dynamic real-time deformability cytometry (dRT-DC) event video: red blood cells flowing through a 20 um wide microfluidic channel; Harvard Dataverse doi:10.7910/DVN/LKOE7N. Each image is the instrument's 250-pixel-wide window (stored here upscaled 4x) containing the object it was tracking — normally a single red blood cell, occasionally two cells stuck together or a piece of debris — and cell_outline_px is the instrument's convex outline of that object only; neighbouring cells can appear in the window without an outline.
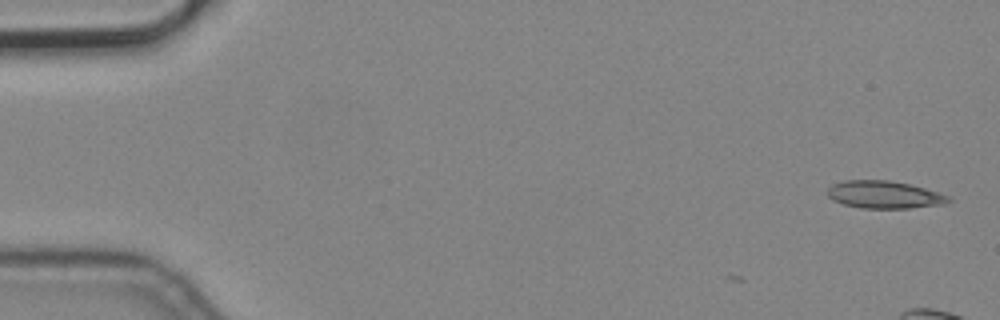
{"species": "common noctule bat (a hibernating species)", "species_latin": "Nyctalus noctula", "temperature_condition": "cold", "stored_images_in_passage": 7, "camera_frame_rate_fps": 3000, "um_per_image_px": 0.085, "animal": {"sex": "male", "body_mass_g": 19.2, "forearm_length_mm": 51.8}, "frame": {"image": 1, "passage_image": 1, "time_ms": 0.0, "image_size_px": [1000, 320], "cell_outline_px": [[952, 200], [944, 204], [908, 208], [860, 208], [844, 204], [832, 200], [828, 196], [828, 188], [832, 184], [844, 180], [888, 180], [908, 184], [924, 188], [948, 196]], "centroid_in_image_um": [75.12, 16.55], "position_along_channel_um": 9.9, "area_um2": 19.25}}
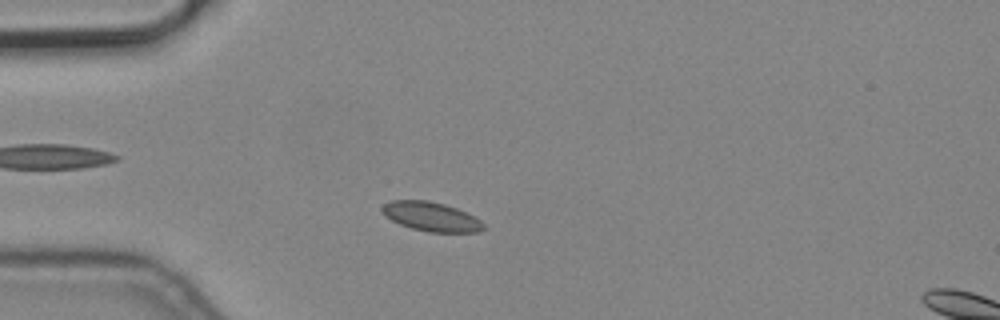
{"frame": {"image": 2, "passage_image": 5, "time_ms": 1.333, "image_size_px": [1000, 320], "cell_outline_px": [[488, 228], [480, 232], [428, 232], [412, 228], [400, 224], [392, 220], [380, 208], [384, 204], [392, 200], [428, 200], [444, 204], [456, 208], [480, 220]], "centroid_in_image_um": [36.69, 18.42], "position_along_channel_um": 48.3, "area_um2": 17.11}}
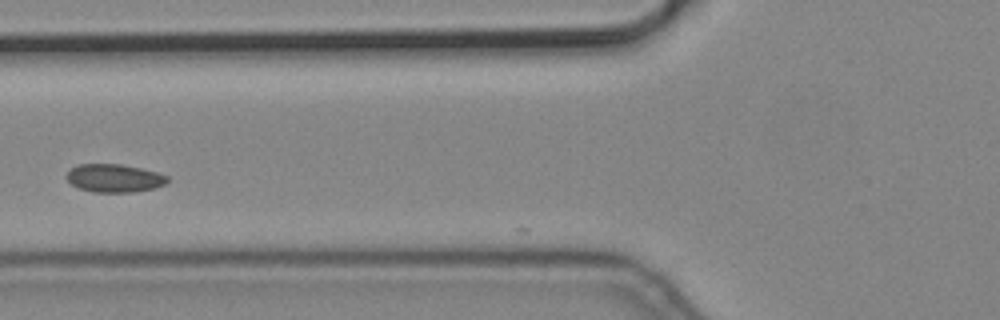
{"frame": {"image": 3, "passage_image": 7, "time_ms": 2.0, "image_size_px": [1000, 320], "cell_outline_px": [[168, 180], [164, 184], [156, 188], [132, 192], [92, 192], [80, 188], [72, 184], [64, 176], [76, 164], [120, 164], [140, 168], [156, 172], [168, 176]], "centroid_in_image_um": [9.7, 15.14], "position_along_channel_um": 116.1, "area_um2": 16.47}}